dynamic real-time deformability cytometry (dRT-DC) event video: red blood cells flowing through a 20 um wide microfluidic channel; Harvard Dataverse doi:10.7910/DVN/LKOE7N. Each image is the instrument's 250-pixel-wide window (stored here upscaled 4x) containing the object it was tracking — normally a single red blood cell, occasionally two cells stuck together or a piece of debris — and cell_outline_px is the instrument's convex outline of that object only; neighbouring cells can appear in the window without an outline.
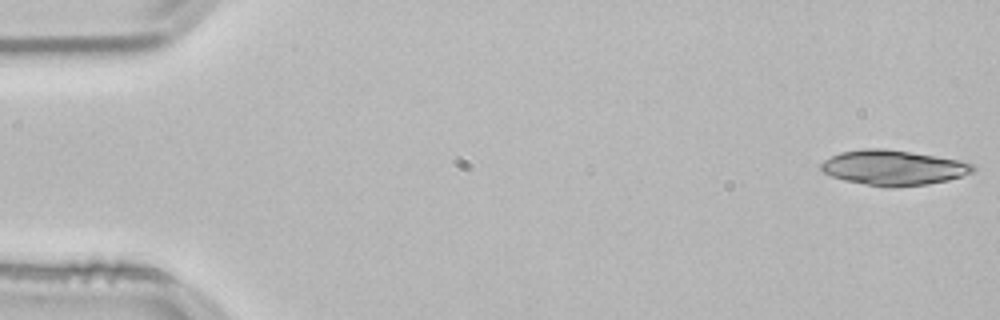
{"species": "common noctule bat (a hibernating species)", "species_latin": "Nyctalus noctula", "temperature_condition": "room temperature", "stored_images_in_passage": 16, "camera_frame_rate_fps": 3000, "um_per_image_px": 0.085, "animal": {"sex": "male", "body_mass_g": 21.5, "forearm_length_mm": 52.0}, "frame": {"image": 1, "passage_image": 1, "time_ms": 0.0, "image_size_px": [1000, 320], "cell_outline_px": [[976, 168], [972, 172], [948, 180], [928, 184], [896, 188], [888, 188], [864, 184], [844, 180], [832, 176], [824, 172], [820, 168], [820, 164], [824, 160], [840, 152], [864, 148], [884, 148], [956, 160], [972, 164]], "centroid_in_image_um": [75.88, 14.27], "position_along_channel_um": 9.1, "area_um2": 30.81}}